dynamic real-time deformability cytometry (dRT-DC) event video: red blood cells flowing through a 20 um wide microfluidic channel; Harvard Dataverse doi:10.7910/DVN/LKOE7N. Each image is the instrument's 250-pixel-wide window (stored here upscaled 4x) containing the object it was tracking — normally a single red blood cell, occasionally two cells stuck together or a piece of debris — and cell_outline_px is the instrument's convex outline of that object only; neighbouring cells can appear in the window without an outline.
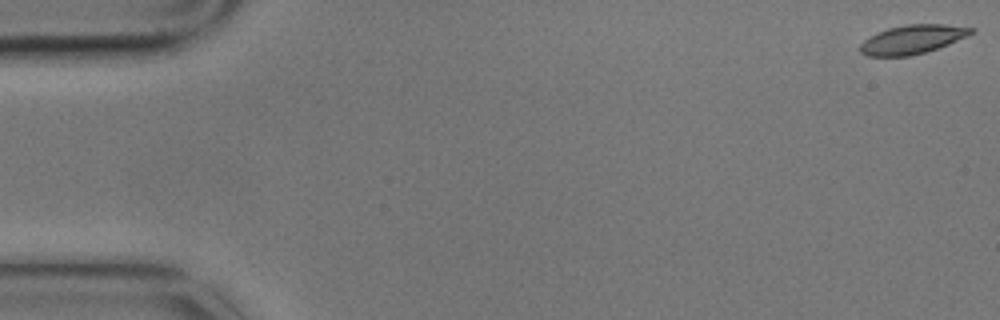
{"species": "common noctule bat (a hibernating species)", "species_latin": "Nyctalus noctula", "temperature_condition": "cold", "stored_images_in_passage": 5, "camera_frame_rate_fps": 3000, "um_per_image_px": 0.085, "animal": {"sex": "male", "body_mass_g": 17.9}, "frame": {"image": 1, "passage_image": 1, "time_ms": 0.0, "image_size_px": [1000, 320], "cell_outline_px": [[976, 28], [968, 36], [948, 44], [924, 52], [908, 56], [868, 56], [860, 52], [860, 44], [864, 40], [876, 32], [888, 28], [908, 24], [944, 24]], "centroid_in_image_um": [77.54, 3.34], "position_along_channel_um": 7.5, "area_um2": 18.55}}